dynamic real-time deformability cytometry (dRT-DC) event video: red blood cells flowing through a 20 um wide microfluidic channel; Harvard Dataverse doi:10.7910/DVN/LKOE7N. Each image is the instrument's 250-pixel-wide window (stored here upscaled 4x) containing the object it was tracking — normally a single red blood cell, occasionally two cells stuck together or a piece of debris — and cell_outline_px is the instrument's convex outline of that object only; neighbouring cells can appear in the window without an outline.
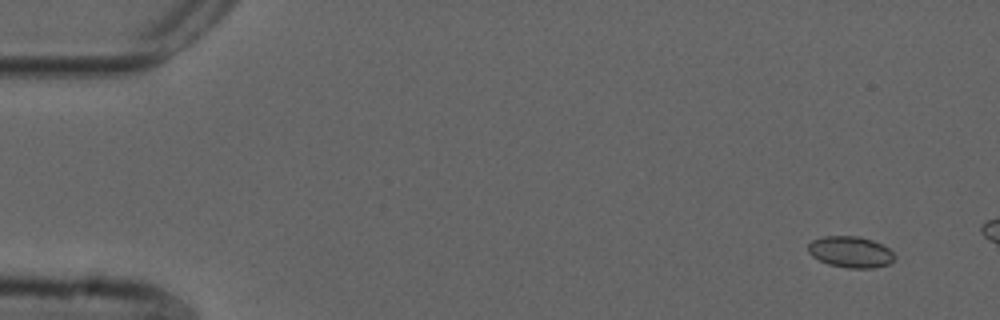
{"species": "common noctule bat (a hibernating species)", "species_latin": "Nyctalus noctula", "temperature_condition": "cold", "stored_images_in_passage": 12, "camera_frame_rate_fps": 3000, "um_per_image_px": 0.085, "animal": {"sex": "male", "forearm_length_mm": 52.5}, "frame": {"image": 1, "passage_image": 3, "time_ms": 0.667, "image_size_px": [1000, 320], "cell_outline_px": [[896, 256], [888, 264], [872, 268], [848, 268], [828, 264], [812, 256], [808, 252], [808, 244], [812, 240], [820, 236], [860, 236], [872, 240], [888, 248]], "centroid_in_image_um": [72.27, 21.4], "position_along_channel_um": 12.7, "area_um2": 15.72}}